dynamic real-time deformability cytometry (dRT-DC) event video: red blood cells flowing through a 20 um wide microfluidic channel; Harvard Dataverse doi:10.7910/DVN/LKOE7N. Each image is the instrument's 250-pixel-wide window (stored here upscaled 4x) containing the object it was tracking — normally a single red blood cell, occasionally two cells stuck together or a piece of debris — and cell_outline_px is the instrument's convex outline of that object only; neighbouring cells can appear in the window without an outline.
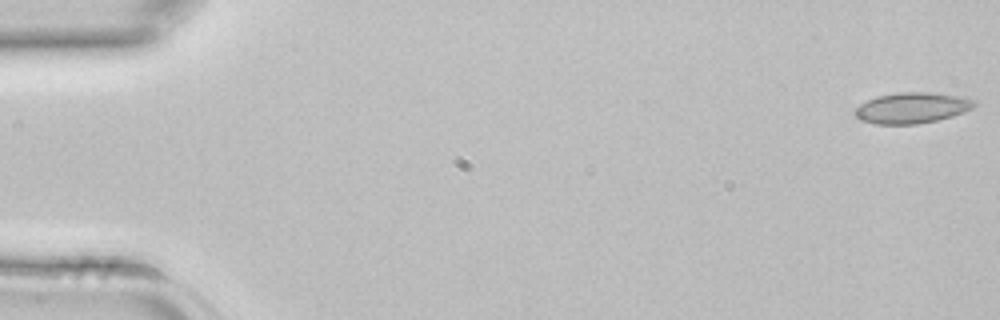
{"species": "common noctule bat (a hibernating species)", "species_latin": "Nyctalus noctula", "temperature_condition": "room temperature", "stored_images_in_passage": 43, "camera_frame_rate_fps": 3000, "um_per_image_px": 0.085, "animal": {"sex": "female", "body_mass_g": 22.7, "forearm_length_mm": 54.2}, "frame": {"image": 1, "passage_image": 1, "time_ms": 0.0, "image_size_px": [1000, 320], "cell_outline_px": [[976, 104], [972, 108], [964, 112], [952, 116], [936, 120], [916, 124], [872, 124], [860, 120], [852, 112], [860, 104], [876, 96], [900, 92], [928, 92], [960, 96], [976, 100]], "centroid_in_image_um": [77.49, 9.17], "position_along_channel_um": 7.5, "area_um2": 21.5}}
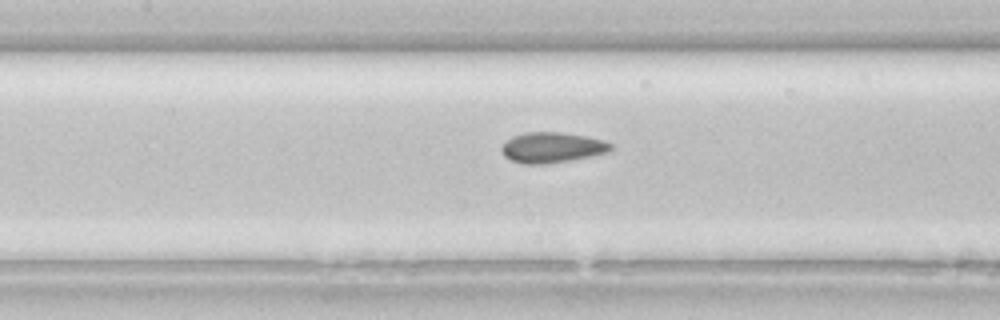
{"frame": {"image": 2, "passage_image": 20, "time_ms": 6.333, "image_size_px": [1000, 320], "cell_outline_px": [[612, 152], [568, 160], [544, 164], [524, 164], [512, 160], [504, 156], [500, 152], [500, 148], [512, 136], [524, 132], [560, 132], [588, 136], [604, 140], [612, 144]], "centroid_in_image_um": [46.94, 12.53], "position_along_channel_um": 160.5, "area_um2": 19.48}}
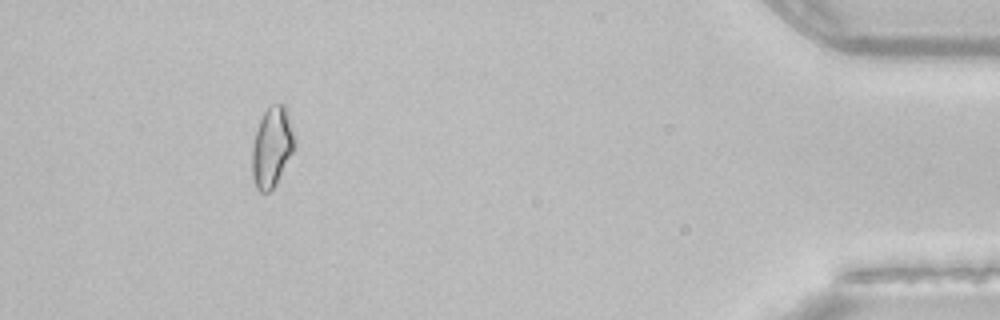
{"frame": {"image": 3, "passage_image": 40, "time_ms": 13.0, "image_size_px": [1000, 320], "cell_outline_px": [[296, 144], [276, 184], [268, 192], [260, 192], [256, 188], [252, 176], [252, 144], [260, 120], [264, 112], [272, 104], [284, 104], [288, 112], [296, 140]], "centroid_in_image_um": [23.12, 12.49], "position_along_channel_um": 412.1, "area_um2": 19.77}}